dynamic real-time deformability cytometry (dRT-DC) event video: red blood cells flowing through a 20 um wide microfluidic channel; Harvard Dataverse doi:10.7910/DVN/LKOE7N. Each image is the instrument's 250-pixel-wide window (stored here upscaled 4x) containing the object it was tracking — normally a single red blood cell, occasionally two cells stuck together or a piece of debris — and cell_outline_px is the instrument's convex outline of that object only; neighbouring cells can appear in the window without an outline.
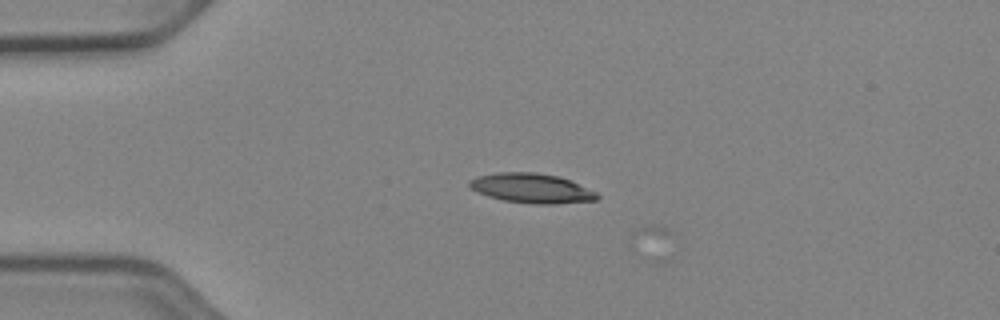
{"species": "Egyptian fruit bat (a non-hibernating species)", "species_latin": "Rousettus aegyptiacus", "temperature_condition": "cold", "stored_images_in_passage": 3, "camera_frame_rate_fps": 3000, "um_per_image_px": 0.085, "animal": {"sex": "female"}, "frame": {"image": 1, "passage_image": 2, "time_ms": 0.333, "image_size_px": [1000, 320], "cell_outline_px": [[600, 196], [596, 200], [556, 204], [536, 204], [504, 200], [488, 196], [476, 192], [468, 184], [468, 180], [476, 176], [496, 172], [536, 172], [560, 176], [596, 192]], "centroid_in_image_um": [45.16, 15.99], "position_along_channel_um": 39.8, "area_um2": 22.08}}